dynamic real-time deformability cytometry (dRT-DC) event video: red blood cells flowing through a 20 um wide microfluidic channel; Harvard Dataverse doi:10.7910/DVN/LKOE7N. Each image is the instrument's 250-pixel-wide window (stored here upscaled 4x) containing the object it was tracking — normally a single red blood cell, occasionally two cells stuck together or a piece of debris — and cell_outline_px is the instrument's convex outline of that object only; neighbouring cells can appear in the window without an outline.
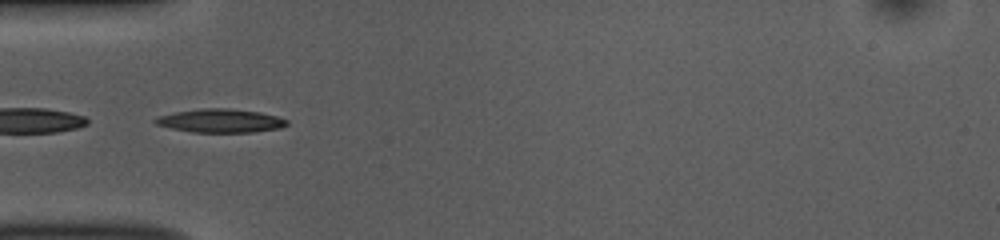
{"species": "common noctule bat (a hibernating species)", "species_latin": "Nyctalus noctula", "temperature_condition": "room temperature", "stored_images_in_passage": 39, "camera_frame_rate_fps": 3000, "um_per_image_px": 0.085, "animal": {"sex": "female", "body_mass_g": 10.0, "forearm_length_mm": 53.1}, "frame": {"image": 1, "passage_image": 3, "time_ms": 0.667, "image_size_px": [1000, 240], "cell_outline_px": [[288, 124], [280, 128], [252, 132], [192, 132], [172, 128], [156, 124], [152, 120], [156, 116], [176, 112], [204, 108], [228, 108], [260, 112], [276, 116], [288, 120]], "centroid_in_image_um": [18.73, 10.26], "position_along_channel_um": 66.3, "area_um2": 17.98}}
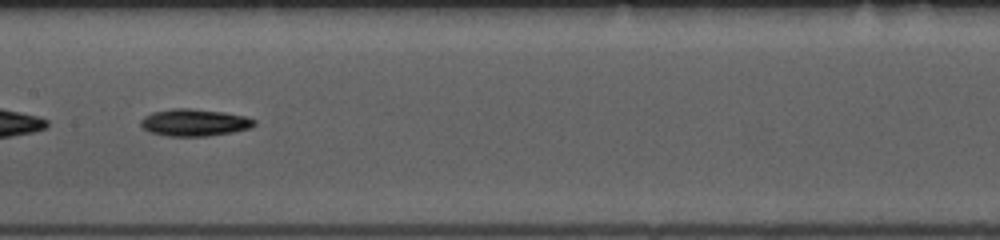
{"frame": {"image": 2, "passage_image": 13, "time_ms": 4.0, "image_size_px": [1000, 240], "cell_outline_px": [[256, 124], [248, 128], [232, 132], [204, 136], [168, 136], [148, 132], [140, 124], [140, 120], [144, 116], [152, 112], [172, 108], [192, 108], [224, 112], [244, 116], [256, 120]], "centroid_in_image_um": [16.48, 10.4], "position_along_channel_um": 190.9, "area_um2": 17.92}}
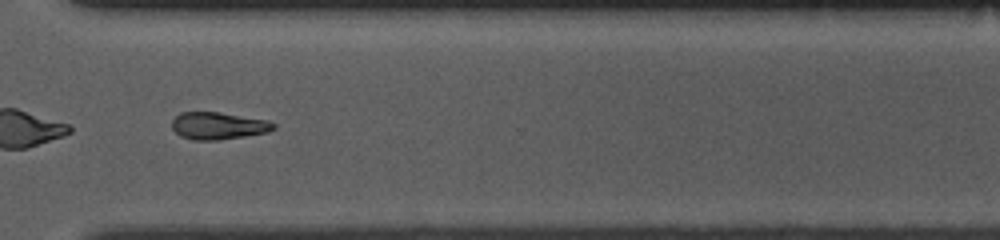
{"frame": {"image": 3, "passage_image": 26, "time_ms": 8.333, "image_size_px": [1000, 240], "cell_outline_px": [[276, 128], [268, 132], [244, 136], [216, 140], [192, 140], [180, 136], [172, 128], [172, 120], [180, 112], [220, 112], [268, 120], [276, 124]], "centroid_in_image_um": [18.55, 10.68], "position_along_channel_um": 352.0, "area_um2": 16.18}, "authors_computed_cell_mechanics": {"area_um2": 16.7042, "velocity_mm_per_s": 3.7378, "shape_relaxation_time_tau1_ms": 2.06, "shape_relaxation_time_tau2_ms": null, "deformation_change_tau1": 0.0856, "deformation_change_tau2": null}}